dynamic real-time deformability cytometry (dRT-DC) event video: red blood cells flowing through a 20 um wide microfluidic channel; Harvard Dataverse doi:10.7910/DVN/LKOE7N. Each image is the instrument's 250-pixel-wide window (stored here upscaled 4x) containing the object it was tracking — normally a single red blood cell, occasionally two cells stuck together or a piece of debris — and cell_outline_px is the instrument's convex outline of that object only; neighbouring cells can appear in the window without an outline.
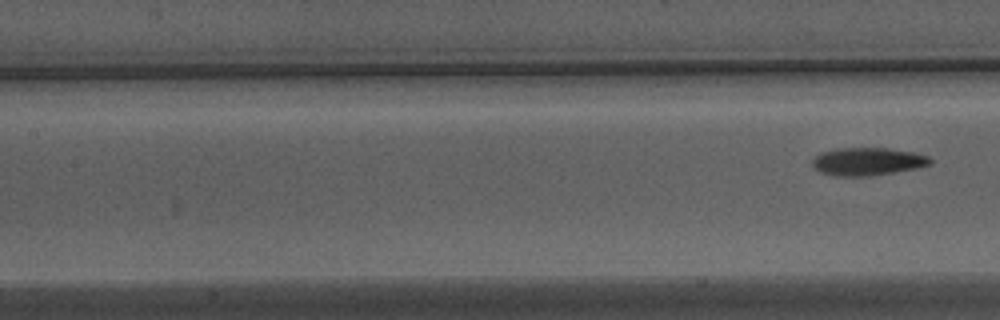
{"species": "Egyptian fruit bat (a non-hibernating species)", "species_latin": "Rousettus aegyptiacus", "temperature_condition": "warm", "stored_images_in_passage": 14, "camera_frame_rate_fps": 3000, "um_per_image_px": 0.085, "animal": {"sex": "male"}, "frame": {"image": 1, "passage_image": 14, "time_ms": 4.333, "image_size_px": [1000, 320], "cell_outline_px": [[932, 164], [916, 168], [868, 176], [836, 176], [824, 172], [816, 168], [812, 164], [812, 160], [820, 152], [836, 148], [888, 148], [916, 152], [928, 156], [932, 160]], "centroid_in_image_um": [73.78, 13.71], "position_along_channel_um": 133.6, "area_um2": 19.02}}